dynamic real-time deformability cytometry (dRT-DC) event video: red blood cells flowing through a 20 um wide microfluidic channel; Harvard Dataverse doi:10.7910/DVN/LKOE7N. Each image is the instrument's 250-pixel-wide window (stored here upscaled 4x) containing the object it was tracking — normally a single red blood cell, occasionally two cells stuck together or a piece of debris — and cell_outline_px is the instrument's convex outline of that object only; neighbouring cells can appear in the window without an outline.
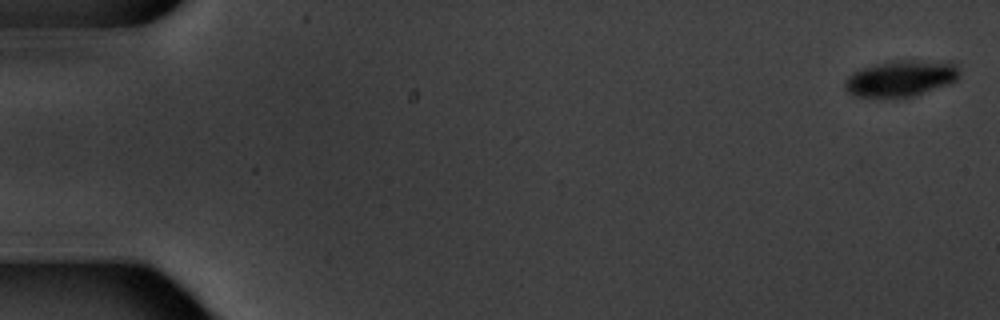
{"species": "common noctule bat (a hibernating species)", "species_latin": "Nyctalus noctula", "temperature_condition": "warm", "stored_images_in_passage": 8, "camera_frame_rate_fps": 3000, "um_per_image_px": 0.085, "animal": {"sex": "male", "body_mass_g": 20.1, "forearm_length_mm": 53.5}, "frame": {"image": 1, "passage_image": 1, "time_ms": 0.0, "image_size_px": [1000, 320], "cell_outline_px": [[960, 76], [956, 80], [948, 84], [916, 96], [896, 100], [852, 96], [844, 88], [844, 80], [852, 72], [860, 68], [876, 64], [904, 60], [912, 60], [956, 64], [960, 68]], "centroid_in_image_um": [76.51, 6.73], "position_along_channel_um": 8.5, "area_um2": 24.74}}
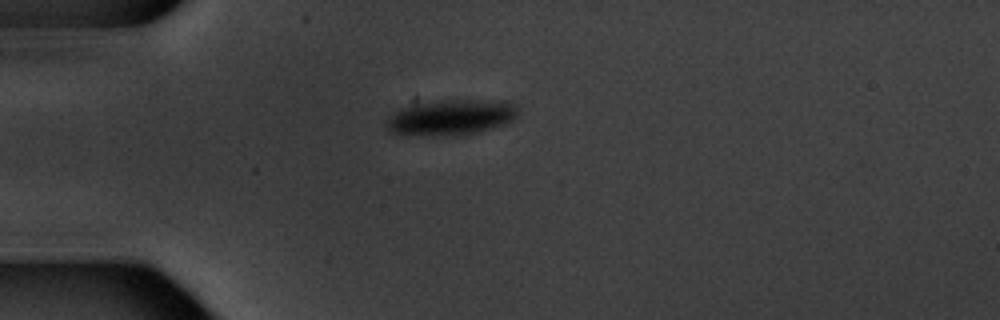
{"frame": {"image": 2, "passage_image": 5, "time_ms": 5.0, "image_size_px": [1000, 320], "cell_outline_px": [[516, 116], [512, 120], [504, 124], [480, 132], [464, 136], [460, 136], [392, 132], [388, 128], [388, 120], [392, 112], [412, 104], [448, 100], [504, 100], [512, 104], [516, 108]], "centroid_in_image_um": [38.39, 9.96], "position_along_channel_um": 46.6, "area_um2": 26.76}}
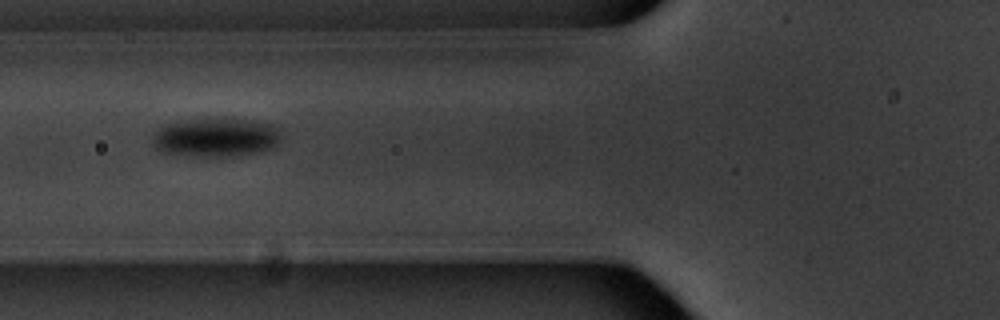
{"frame": {"image": 3, "passage_image": 7, "time_ms": 7.333, "image_size_px": [1000, 320], "cell_outline_px": [[280, 140], [272, 148], [260, 152], [236, 156], [184, 156], [164, 152], [156, 148], [152, 144], [152, 136], [164, 124], [196, 120], [252, 120], [272, 124], [280, 128]], "centroid_in_image_um": [18.37, 11.71], "position_along_channel_um": 107.4, "area_um2": 28.84}}